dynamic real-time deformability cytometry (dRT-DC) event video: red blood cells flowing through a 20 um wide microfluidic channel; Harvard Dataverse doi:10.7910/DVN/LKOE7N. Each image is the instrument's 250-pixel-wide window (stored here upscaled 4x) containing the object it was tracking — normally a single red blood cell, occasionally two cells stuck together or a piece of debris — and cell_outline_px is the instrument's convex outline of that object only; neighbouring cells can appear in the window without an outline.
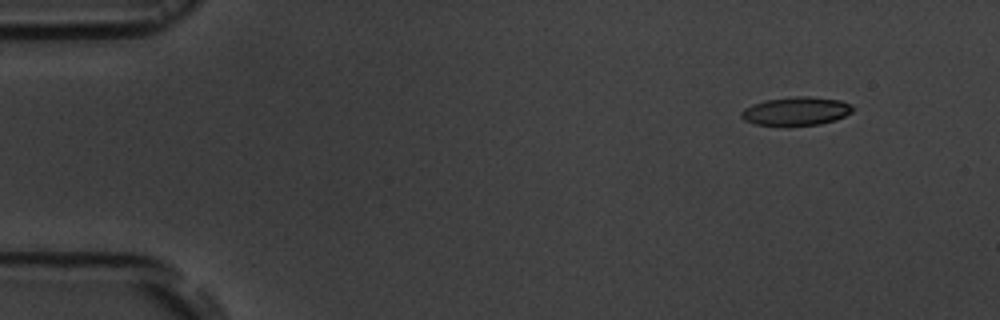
{"species": "common noctule bat (a hibernating species)", "species_latin": "Nyctalus noctula", "temperature_condition": "room temperature", "stored_images_in_passage": 4, "camera_frame_rate_fps": 3000, "um_per_image_px": 0.085, "animal": {"sex": "male", "body_mass_g": 19.5, "forearm_length_mm": 54.6}, "frame": {"image": 1, "passage_image": 1, "time_ms": 0.0, "image_size_px": [1000, 320], "cell_outline_px": [[852, 112], [836, 120], [820, 124], [788, 128], [784, 128], [756, 124], [744, 120], [740, 116], [740, 112], [744, 108], [752, 104], [768, 100], [796, 96], [808, 96], [840, 100], [852, 104]], "centroid_in_image_um": [67.65, 9.49], "position_along_channel_um": 17.4, "area_um2": 19.07}}
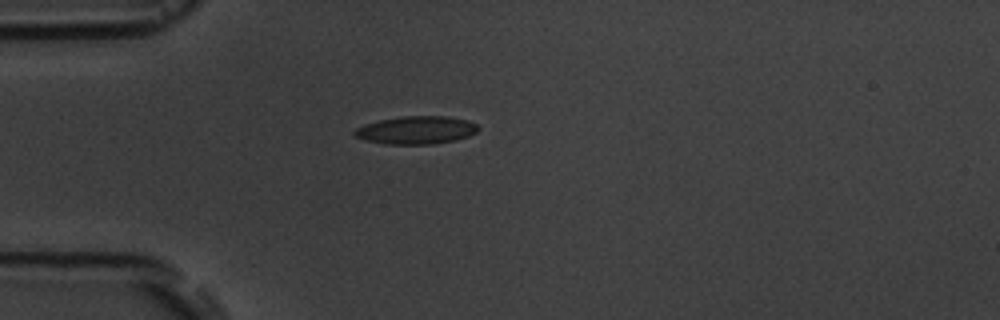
{"frame": {"image": 2, "passage_image": 4, "time_ms": 3.333, "image_size_px": [1000, 320], "cell_outline_px": [[480, 128], [476, 132], [468, 136], [456, 140], [432, 144], [384, 144], [364, 140], [356, 136], [352, 132], [356, 128], [364, 124], [380, 120], [404, 116], [448, 116], [468, 120], [476, 124]], "centroid_in_image_um": [35.38, 11.06], "position_along_channel_um": 49.6, "area_um2": 20.17}}